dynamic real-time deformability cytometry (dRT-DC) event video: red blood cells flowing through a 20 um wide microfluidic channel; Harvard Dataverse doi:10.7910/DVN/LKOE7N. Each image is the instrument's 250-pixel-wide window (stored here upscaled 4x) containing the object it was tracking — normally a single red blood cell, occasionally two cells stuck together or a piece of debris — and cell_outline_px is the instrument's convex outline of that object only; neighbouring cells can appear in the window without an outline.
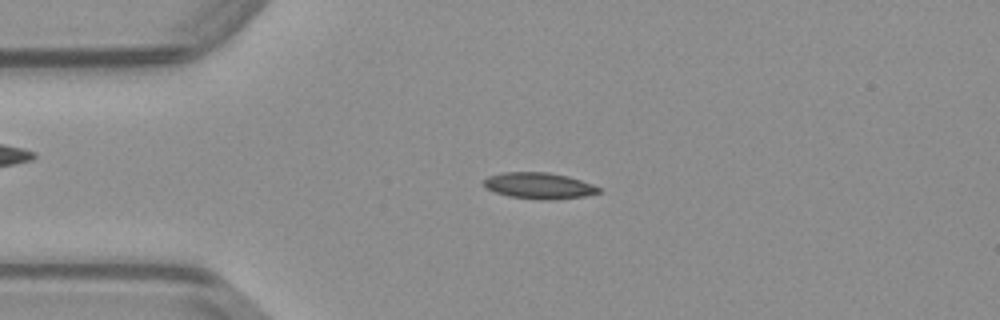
{"species": "common noctule bat (a hibernating species)", "species_latin": "Nyctalus noctula", "temperature_condition": "warm", "stored_images_in_passage": 49, "camera_frame_rate_fps": 3000, "um_per_image_px": 0.085, "animal": {"sex": "male", "body_mass_g": 23.1, "forearm_length_mm": 52.7}, "frame": {"image": 1, "passage_image": 11, "time_ms": 3.333, "image_size_px": [1000, 320], "cell_outline_px": [[600, 192], [584, 196], [548, 200], [544, 200], [508, 196], [496, 192], [488, 188], [484, 184], [484, 180], [488, 176], [504, 172], [548, 172], [568, 176], [592, 184], [600, 188]], "centroid_in_image_um": [45.82, 15.78], "position_along_channel_um": 39.2, "area_um2": 17.34}}
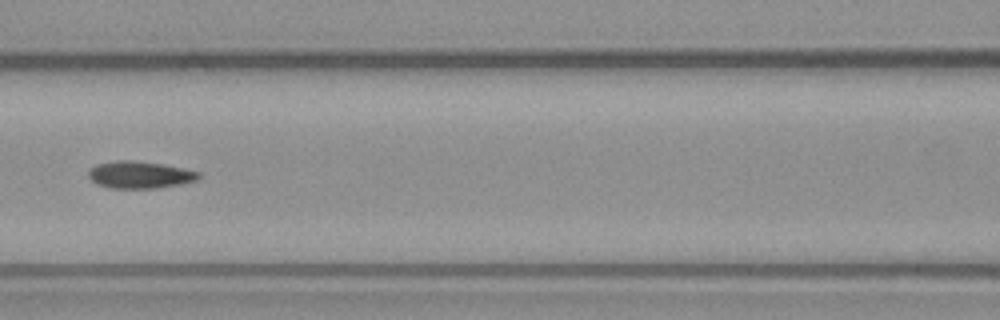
{"frame": {"image": 2, "passage_image": 21, "time_ms": 6.667, "image_size_px": [1000, 320], "cell_outline_px": [[200, 176], [196, 180], [180, 184], [156, 188], [108, 188], [96, 184], [88, 176], [88, 168], [96, 164], [116, 160], [132, 160], [160, 164], [200, 172]], "centroid_in_image_um": [11.81, 14.86], "position_along_channel_um": 154.8, "area_um2": 17.34}}
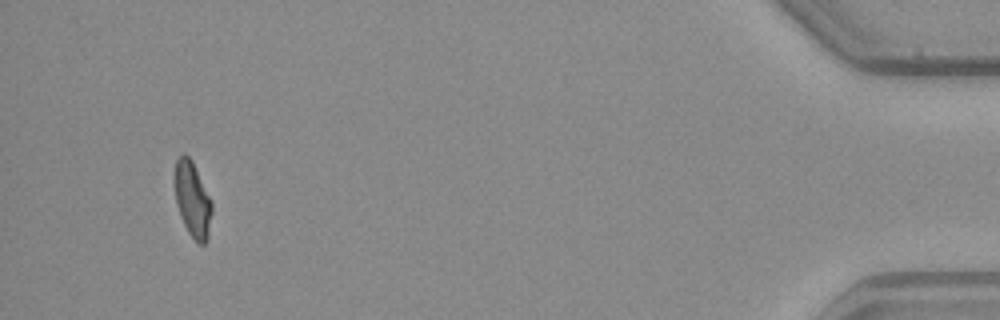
{"frame": {"image": 3, "passage_image": 46, "time_ms": 15.0, "image_size_px": [1000, 320], "cell_outline_px": [[212, 212], [208, 240], [204, 244], [200, 244], [188, 232], [180, 216], [176, 204], [172, 176], [176, 160], [184, 152], [192, 160], [212, 200]], "centroid_in_image_um": [16.34, 16.91], "position_along_channel_um": 418.9, "area_um2": 16.82}}